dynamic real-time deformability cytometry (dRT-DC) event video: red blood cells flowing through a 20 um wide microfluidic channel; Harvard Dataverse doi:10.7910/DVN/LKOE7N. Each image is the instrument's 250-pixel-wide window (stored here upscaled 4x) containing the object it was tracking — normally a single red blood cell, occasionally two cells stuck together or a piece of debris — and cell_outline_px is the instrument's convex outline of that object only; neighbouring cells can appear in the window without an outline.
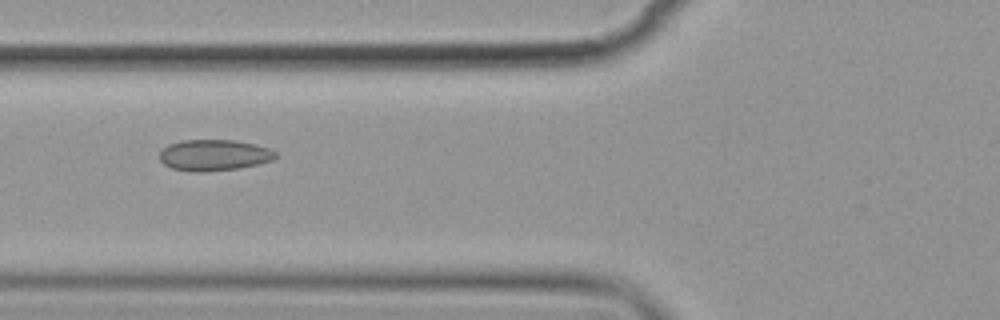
{"species": "common noctule bat (a hibernating species)", "species_latin": "Nyctalus noctula", "temperature_condition": "cold", "stored_images_in_passage": 5, "camera_frame_rate_fps": 3000, "um_per_image_px": 0.085, "animal": {"sex": "female", "body_mass_g": 19.9}, "frame": {"image": 1, "passage_image": 2, "time_ms": 1.0, "image_size_px": [1000, 320], "cell_outline_px": [[276, 156], [272, 160], [256, 164], [236, 168], [204, 172], [192, 172], [172, 168], [164, 164], [160, 160], [160, 152], [168, 144], [180, 140], [236, 140], [256, 144], [268, 148], [276, 152]], "centroid_in_image_um": [18.16, 13.18], "position_along_channel_um": 107.6, "area_um2": 20.98}}
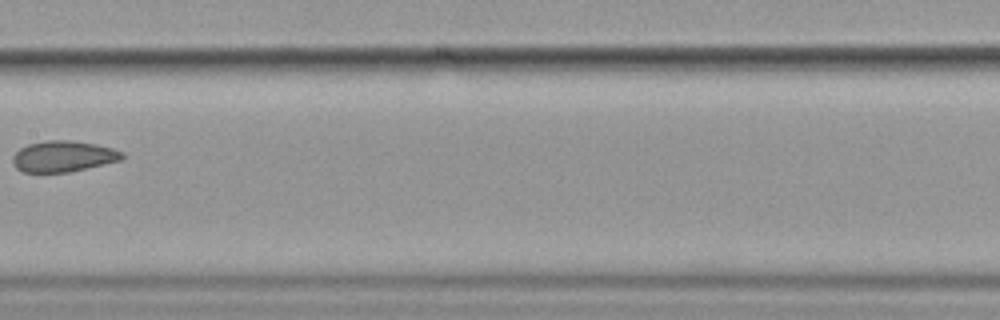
{"frame": {"image": 2, "passage_image": 4, "time_ms": 3.667, "image_size_px": [1000, 320], "cell_outline_px": [[124, 156], [120, 160], [68, 172], [24, 172], [16, 168], [12, 164], [12, 156], [20, 148], [28, 144], [48, 140], [72, 140], [96, 144], [112, 148], [124, 152]], "centroid_in_image_um": [5.35, 13.28], "position_along_channel_um": 202.1, "area_um2": 19.71}}
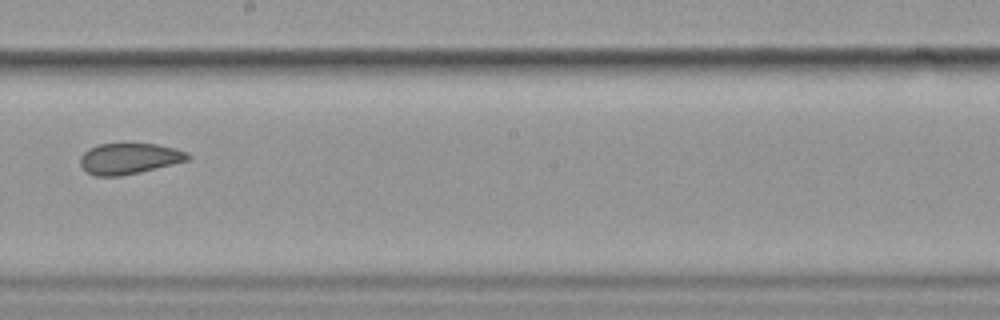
{"frame": {"image": 3, "passage_image": 5, "time_ms": 4.667, "image_size_px": [1000, 320], "cell_outline_px": [[192, 156], [188, 160], [140, 172], [120, 176], [96, 176], [88, 172], [80, 164], [80, 156], [88, 148], [100, 144], [128, 140], [156, 144], [176, 148], [188, 152]], "centroid_in_image_um": [10.99, 13.42], "position_along_channel_um": 237.2, "area_um2": 20.11}}